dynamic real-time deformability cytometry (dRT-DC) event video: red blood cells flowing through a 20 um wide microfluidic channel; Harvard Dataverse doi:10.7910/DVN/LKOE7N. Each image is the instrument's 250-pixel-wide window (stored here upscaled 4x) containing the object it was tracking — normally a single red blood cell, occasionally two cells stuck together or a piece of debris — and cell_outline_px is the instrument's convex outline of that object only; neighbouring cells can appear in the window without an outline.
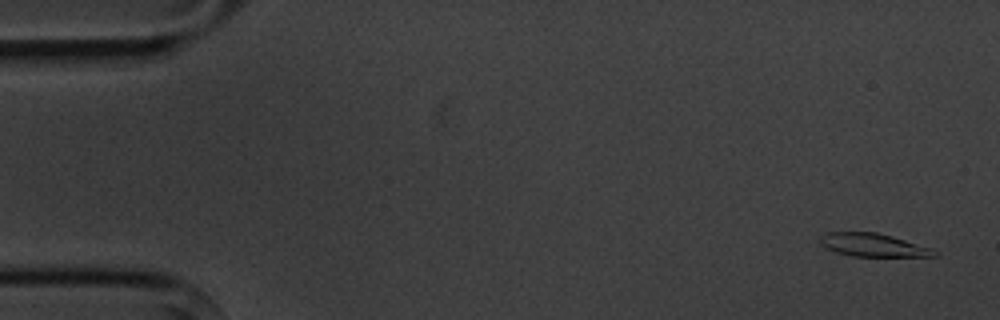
{"species": "common noctule bat (a hibernating species)", "species_latin": "Nyctalus noctula", "temperature_condition": "cold", "stored_images_in_passage": 5, "camera_frame_rate_fps": 3000, "um_per_image_px": 0.085, "animal": {"sex": "male", "body_mass_g": 20.1, "forearm_length_mm": 53.5}, "frame": {"image": 1, "passage_image": 1, "time_ms": 0.0, "image_size_px": [1000, 320], "cell_outline_px": [[940, 252], [936, 256], [852, 256], [836, 252], [820, 244], [820, 236], [828, 232], [876, 232], [892, 236], [932, 248]], "centroid_in_image_um": [74.23, 20.82], "position_along_channel_um": 10.8, "area_um2": 15.32}}
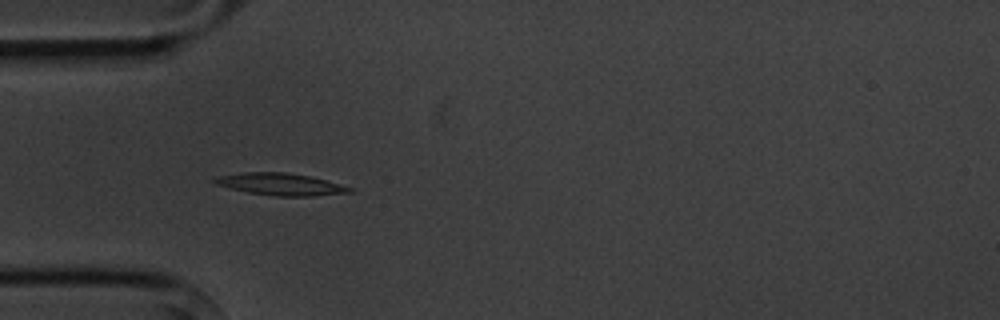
{"frame": {"image": 2, "passage_image": 5, "time_ms": 4.667, "image_size_px": [1000, 320], "cell_outline_px": [[352, 192], [312, 196], [276, 196], [248, 192], [216, 184], [212, 180], [220, 176], [244, 172], [284, 172], [308, 176], [324, 180], [352, 188]], "centroid_in_image_um": [23.84, 15.66], "position_along_channel_um": 61.2, "area_um2": 16.88}}